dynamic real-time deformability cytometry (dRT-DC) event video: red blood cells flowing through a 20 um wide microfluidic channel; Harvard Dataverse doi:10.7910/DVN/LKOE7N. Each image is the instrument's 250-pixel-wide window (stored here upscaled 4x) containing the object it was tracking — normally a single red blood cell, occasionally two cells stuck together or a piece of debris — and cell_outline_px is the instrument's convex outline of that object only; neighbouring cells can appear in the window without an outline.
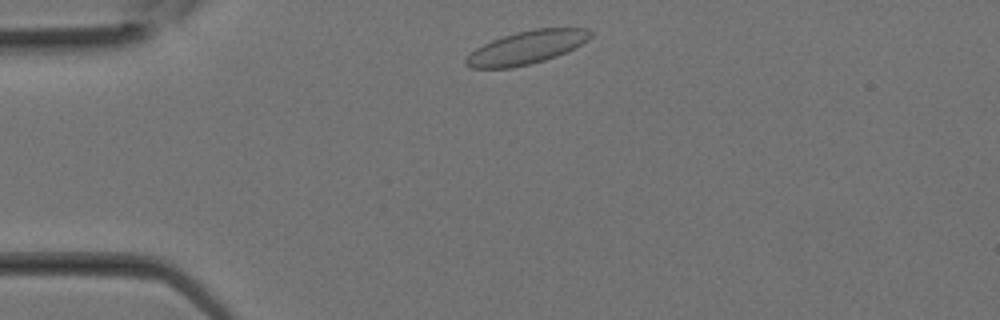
{"species": "Egyptian fruit bat (a non-hibernating species)", "species_latin": "Rousettus aegyptiacus", "temperature_condition": "room temperature", "stored_images_in_passage": 15, "camera_frame_rate_fps": 3000, "um_per_image_px": 0.085, "animal": {"sex": "female"}, "frame": {"image": 1, "passage_image": 1, "time_ms": 0.0, "image_size_px": [1000, 320], "cell_outline_px": [[592, 36], [588, 40], [556, 56], [544, 60], [512, 68], [472, 68], [464, 64], [464, 60], [476, 48], [492, 40], [516, 32], [536, 28], [584, 28], [592, 32]], "centroid_in_image_um": [44.74, 4.03], "position_along_channel_um": 40.3, "area_um2": 23.7}}
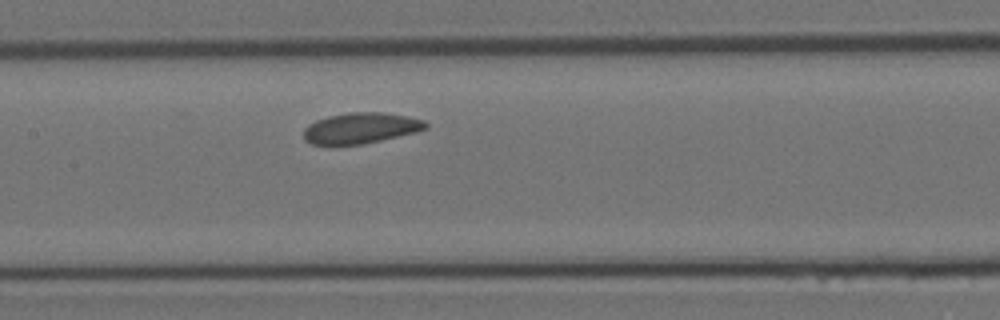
{"frame": {"image": 2, "passage_image": 8, "time_ms": 2.333, "image_size_px": [1000, 320], "cell_outline_px": [[428, 128], [416, 132], [380, 140], [360, 144], [312, 144], [304, 140], [304, 128], [308, 124], [316, 120], [328, 116], [348, 112], [384, 112], [408, 116], [424, 120], [428, 124]], "centroid_in_image_um": [30.67, 10.87], "position_along_channel_um": 176.7, "area_um2": 21.85}}
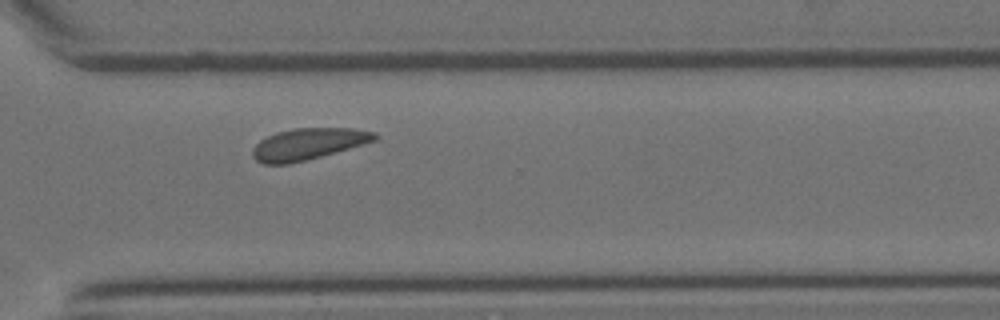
{"frame": {"image": 3, "passage_image": 15, "time_ms": 4.667, "image_size_px": [1000, 320], "cell_outline_px": [[376, 140], [320, 156], [288, 164], [264, 164], [256, 160], [252, 156], [252, 148], [260, 140], [276, 132], [296, 128], [352, 128], [376, 132]], "centroid_in_image_um": [26.15, 12.23], "position_along_channel_um": 344.5, "area_um2": 22.08}}